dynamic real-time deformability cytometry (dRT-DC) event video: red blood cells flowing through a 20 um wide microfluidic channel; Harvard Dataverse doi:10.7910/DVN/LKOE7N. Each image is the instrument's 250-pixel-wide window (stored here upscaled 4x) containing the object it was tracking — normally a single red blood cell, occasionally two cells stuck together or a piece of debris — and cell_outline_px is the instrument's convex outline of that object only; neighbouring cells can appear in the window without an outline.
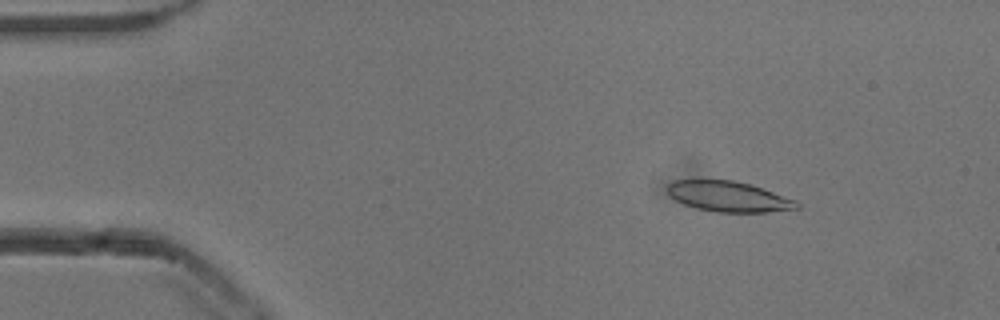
{"species": "common noctule bat (a hibernating species)", "species_latin": "Nyctalus noctula", "temperature_condition": "cold", "stored_images_in_passage": 53, "camera_frame_rate_fps": 3000, "um_per_image_px": 0.085, "animal": {"sex": "male", "body_mass_g": 13.3}, "frame": {"image": 1, "passage_image": 7, "time_ms": 2.0, "image_size_px": [1000, 320], "cell_outline_px": [[800, 208], [768, 212], [716, 212], [696, 208], [684, 204], [668, 196], [668, 184], [672, 180], [696, 176], [732, 180], [748, 184], [796, 200], [800, 204]], "centroid_in_image_um": [61.81, 16.66], "position_along_channel_um": 23.2, "area_um2": 23.64}}
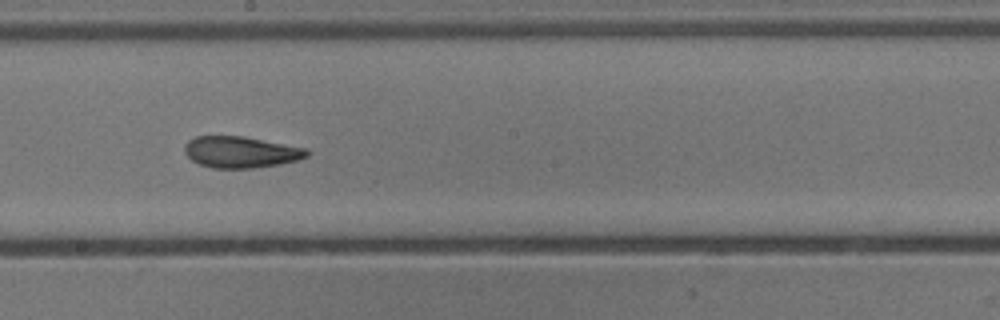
{"frame": {"image": 2, "passage_image": 29, "time_ms": 9.333, "image_size_px": [1000, 320], "cell_outline_px": [[312, 152], [308, 156], [296, 160], [276, 164], [252, 168], [212, 168], [200, 164], [192, 160], [184, 152], [184, 144], [188, 140], [196, 136], [244, 136], [308, 148]], "centroid_in_image_um": [20.47, 12.91], "position_along_channel_um": 227.7, "area_um2": 22.43}}
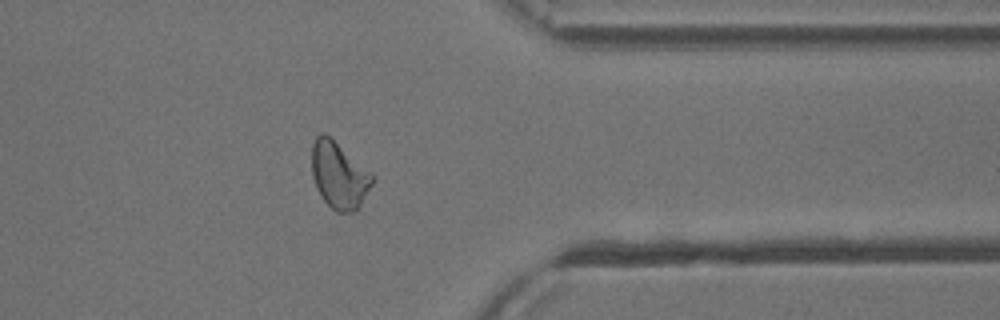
{"frame": {"image": 3, "passage_image": 42, "time_ms": 13.667, "image_size_px": [1000, 320], "cell_outline_px": [[372, 184], [356, 212], [336, 212], [320, 196], [316, 188], [312, 176], [312, 144], [316, 136], [320, 132], [324, 132], [372, 172]], "centroid_in_image_um": [28.8, 14.89], "position_along_channel_um": 382.6, "area_um2": 23.47}, "authors_computed_cell_mechanics": {"area_um2": 23.2356, "velocity_mm_per_s": 3.8507, "shape_relaxation_time_tau1_ms": 6.3505, "shape_relaxation_time_tau2_ms": 2.6429, "deformation_change_tau1": 0.1552, "deformation_change_tau2": 0.0869}}